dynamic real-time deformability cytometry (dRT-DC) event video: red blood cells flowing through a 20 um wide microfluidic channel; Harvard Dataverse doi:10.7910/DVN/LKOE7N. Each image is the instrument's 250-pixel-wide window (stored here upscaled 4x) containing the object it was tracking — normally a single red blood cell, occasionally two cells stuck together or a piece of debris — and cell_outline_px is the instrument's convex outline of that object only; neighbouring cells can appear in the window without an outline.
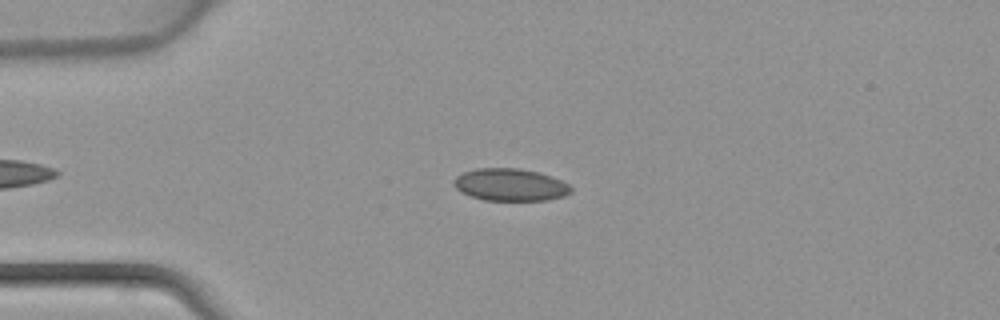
{"species": "common noctule bat (a hibernating species)", "species_latin": "Nyctalus noctula", "temperature_condition": "warm", "stored_images_in_passage": 41, "camera_frame_rate_fps": 3000, "um_per_image_px": 0.085, "animal": {"sex": "female", "body_mass_g": 22.7, "forearm_length_mm": 54.2}, "frame": {"image": 1, "passage_image": 11, "time_ms": 3.333, "image_size_px": [1000, 320], "cell_outline_px": [[572, 192], [564, 196], [548, 200], [484, 200], [460, 192], [452, 184], [452, 180], [456, 176], [464, 172], [476, 168], [520, 168], [540, 172], [552, 176], [568, 184], [572, 188]], "centroid_in_image_um": [43.37, 15.7], "position_along_channel_um": 41.6, "area_um2": 22.25}}
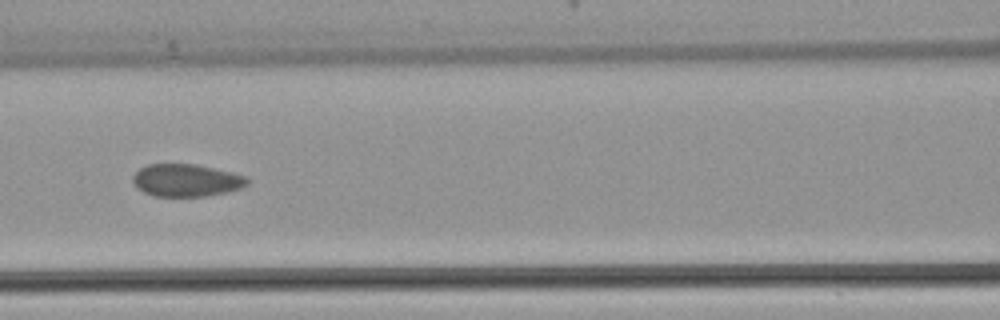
{"frame": {"image": 2, "passage_image": 20, "time_ms": 6.333, "image_size_px": [1000, 320], "cell_outline_px": [[248, 184], [240, 188], [224, 192], [204, 196], [152, 196], [136, 188], [132, 180], [132, 176], [140, 168], [148, 164], [196, 164], [232, 172], [248, 176]], "centroid_in_image_um": [15.81, 15.32], "position_along_channel_um": 150.8, "area_um2": 21.68}}
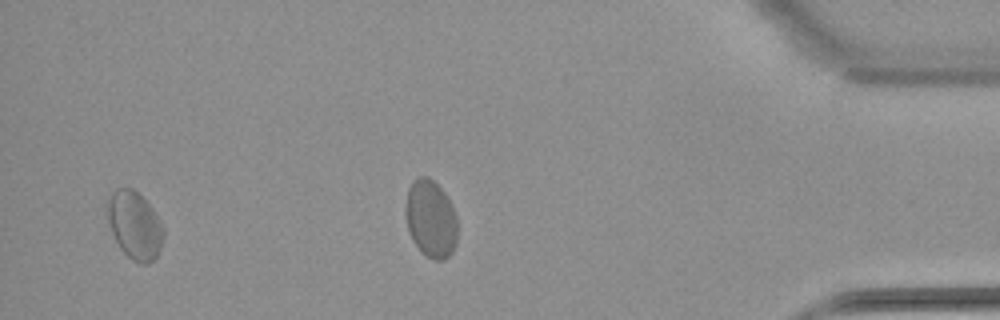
{"frame": {"image": 3, "passage_image": 39, "time_ms": 12.667, "image_size_px": [1000, 320], "cell_outline_px": [[164, 236], [160, 248], [156, 256], [148, 264], [140, 264], [132, 260], [120, 248], [104, 216], [104, 204], [108, 196], [116, 188], [132, 188], [152, 208], [160, 220], [164, 228]], "centroid_in_image_um": [11.39, 19.12], "position_along_channel_um": 423.8, "area_um2": 22.48}}